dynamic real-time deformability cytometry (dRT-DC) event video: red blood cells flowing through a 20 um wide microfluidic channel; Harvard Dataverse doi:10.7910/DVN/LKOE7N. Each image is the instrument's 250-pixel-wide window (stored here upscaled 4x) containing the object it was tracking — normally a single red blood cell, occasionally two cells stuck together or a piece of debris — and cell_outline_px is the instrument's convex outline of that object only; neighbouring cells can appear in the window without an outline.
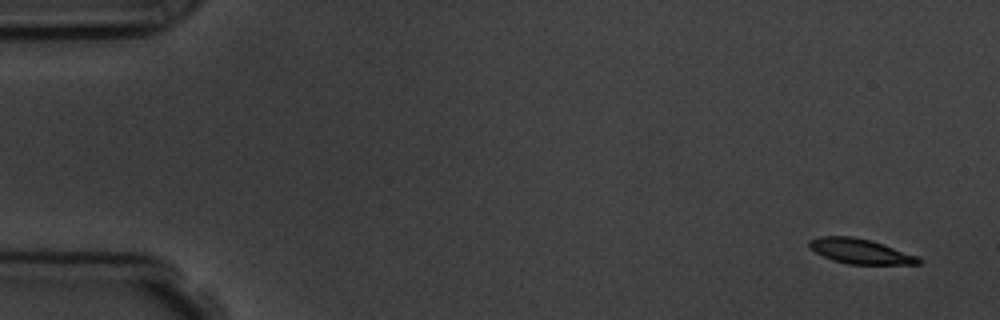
{"species": "common noctule bat (a hibernating species)", "species_latin": "Nyctalus noctula", "temperature_condition": "room temperature", "stored_images_in_passage": 4, "camera_frame_rate_fps": 3000, "um_per_image_px": 0.085, "animal": {"sex": "male", "body_mass_g": 19.5, "forearm_length_mm": 54.6}, "frame": {"image": 1, "passage_image": 1, "time_ms": 0.0, "image_size_px": [1000, 320], "cell_outline_px": [[920, 264], [848, 264], [832, 260], [808, 248], [808, 240], [820, 236], [852, 236], [872, 240], [884, 244], [916, 256], [920, 260]], "centroid_in_image_um": [73.06, 21.34], "position_along_channel_um": 11.9, "area_um2": 15.84}}
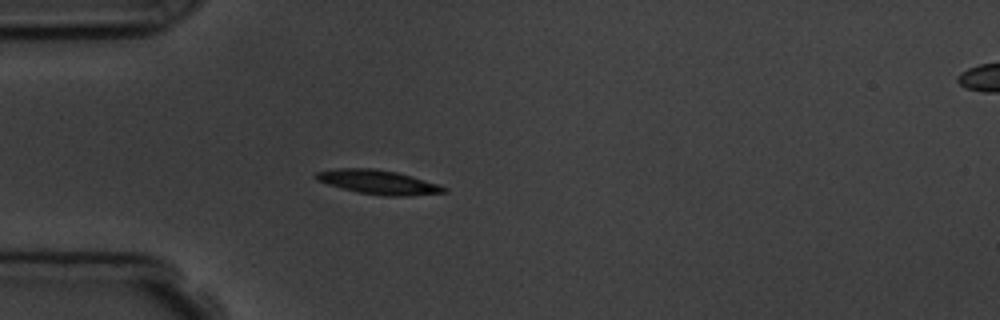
{"frame": {"image": 2, "passage_image": 4, "time_ms": 4.333, "image_size_px": [1000, 320], "cell_outline_px": [[448, 192], [408, 196], [384, 196], [360, 192], [328, 184], [316, 180], [312, 176], [316, 172], [336, 168], [372, 168], [396, 172], [412, 176], [440, 184], [448, 188]], "centroid_in_image_um": [32.18, 15.47], "position_along_channel_um": 52.8, "area_um2": 18.03}}